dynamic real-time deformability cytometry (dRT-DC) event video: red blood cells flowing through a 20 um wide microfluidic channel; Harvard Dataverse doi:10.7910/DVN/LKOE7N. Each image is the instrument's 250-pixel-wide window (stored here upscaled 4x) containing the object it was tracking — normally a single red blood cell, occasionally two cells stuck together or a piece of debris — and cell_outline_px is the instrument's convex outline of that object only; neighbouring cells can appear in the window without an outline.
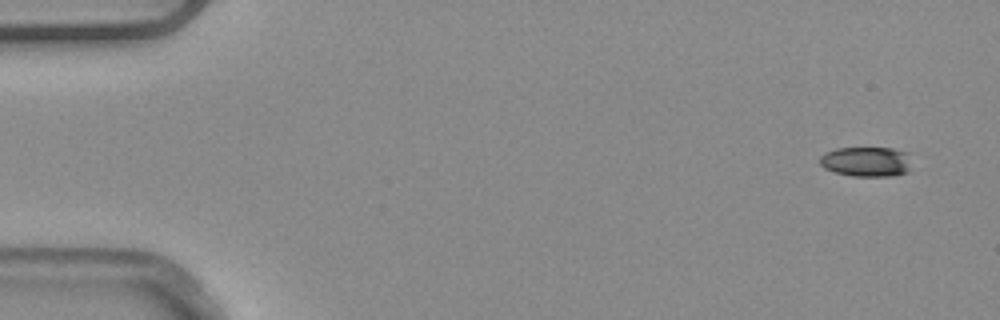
{"species": "common noctule bat (a hibernating species)", "species_latin": "Nyctalus noctula", "temperature_condition": "warm", "stored_images_in_passage": 2, "segment_of_instrument_passage": [2, 2], "camera_frame_rate_fps": 3000, "um_per_image_px": 0.085, "animal": {"sex": "male", "body_mass_g": 20.4}, "frame": {"image": 1, "passage_image": 2, "time_ms": 0.333, "image_size_px": [1000, 320], "cell_outline_px": [[908, 172], [892, 176], [852, 176], [836, 172], [824, 168], [820, 164], [820, 156], [824, 152], [836, 148], [892, 148], [908, 152]], "centroid_in_image_um": [73.61, 13.73], "position_along_channel_um": 11.4, "area_um2": 15.95}}